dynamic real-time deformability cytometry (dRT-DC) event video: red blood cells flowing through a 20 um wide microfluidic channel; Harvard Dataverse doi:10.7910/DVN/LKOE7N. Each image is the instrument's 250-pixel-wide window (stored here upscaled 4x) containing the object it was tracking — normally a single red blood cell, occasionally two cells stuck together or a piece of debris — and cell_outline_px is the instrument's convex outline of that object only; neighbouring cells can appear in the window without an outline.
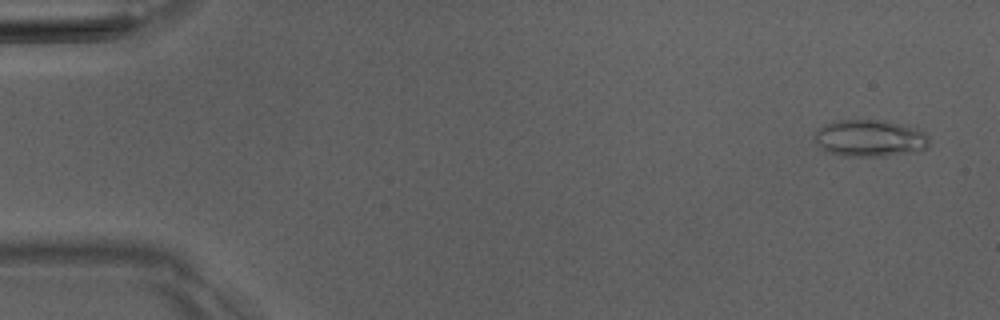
{"species": "Egyptian fruit bat (a non-hibernating species)", "species_latin": "Rousettus aegyptiacus", "temperature_condition": "room temperature", "stored_images_in_passage": 7, "camera_frame_rate_fps": 3000, "um_per_image_px": 0.085, "animal": {"sex": "male"}, "frame": {"image": 1, "passage_image": 1, "time_ms": 0.0, "image_size_px": [1000, 320], "cell_outline_px": [[928, 148], [912, 152], [884, 156], [844, 156], [828, 152], [816, 144], [816, 128], [832, 120], [888, 120], [904, 124], [916, 128], [924, 132], [928, 136]], "centroid_in_image_um": [73.93, 11.73], "position_along_channel_um": 11.1, "area_um2": 24.91}}
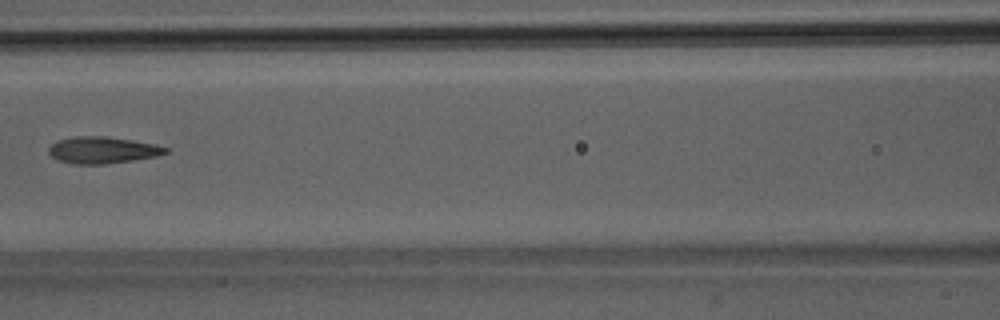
{"frame": {"image": 2, "passage_image": 6, "time_ms": 7.0, "image_size_px": [1000, 320], "cell_outline_px": [[168, 152], [156, 156], [132, 160], [104, 164], [72, 164], [56, 160], [48, 152], [48, 148], [56, 140], [76, 136], [104, 136], [132, 140], [156, 144], [168, 148]], "centroid_in_image_um": [8.68, 12.75], "position_along_channel_um": 157.9, "area_um2": 18.21}}